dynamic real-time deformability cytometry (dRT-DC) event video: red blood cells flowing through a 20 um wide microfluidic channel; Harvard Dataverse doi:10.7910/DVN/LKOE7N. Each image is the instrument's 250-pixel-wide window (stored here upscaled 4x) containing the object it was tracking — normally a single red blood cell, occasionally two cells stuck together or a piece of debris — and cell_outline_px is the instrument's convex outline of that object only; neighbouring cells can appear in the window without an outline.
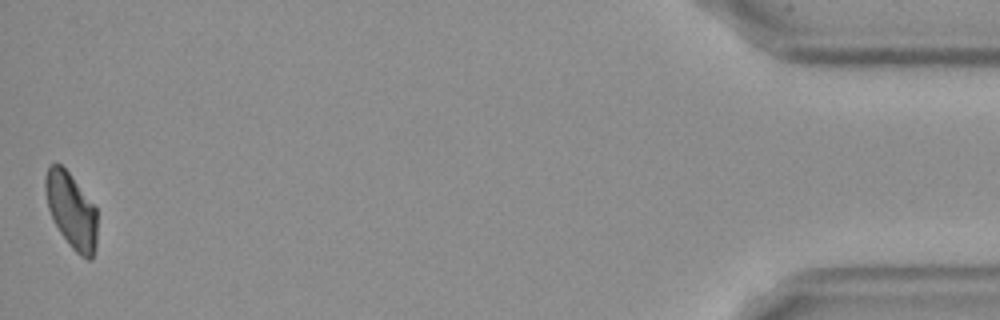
{"species": "Egyptian fruit bat (a non-hibernating species)", "species_latin": "Rousettus aegyptiacus", "temperature_condition": "cold", "stored_images_in_passage": 40, "camera_frame_rate_fps": 3000, "um_per_image_px": 0.085, "frame": {"image": 1, "passage_image": 40, "time_ms": 13.0, "image_size_px": [1000, 320], "cell_outline_px": [[96, 244], [92, 260], [88, 260], [80, 256], [68, 244], [60, 232], [48, 208], [44, 188], [44, 180], [48, 168], [52, 164], [60, 164], [68, 172], [96, 208]], "centroid_in_image_um": [6.06, 17.93], "position_along_channel_um": 429.1, "area_um2": 22.48}, "authors_computed_cell_mechanics": {"area_um2": 24.6228, "velocity_mm_per_s": 3.6262, "shape_relaxation_time_tau1_ms": 6.4326, "shape_relaxation_time_tau2_ms": null, "deformation_change_tau1": 0.1468, "deformation_change_tau2": null}}